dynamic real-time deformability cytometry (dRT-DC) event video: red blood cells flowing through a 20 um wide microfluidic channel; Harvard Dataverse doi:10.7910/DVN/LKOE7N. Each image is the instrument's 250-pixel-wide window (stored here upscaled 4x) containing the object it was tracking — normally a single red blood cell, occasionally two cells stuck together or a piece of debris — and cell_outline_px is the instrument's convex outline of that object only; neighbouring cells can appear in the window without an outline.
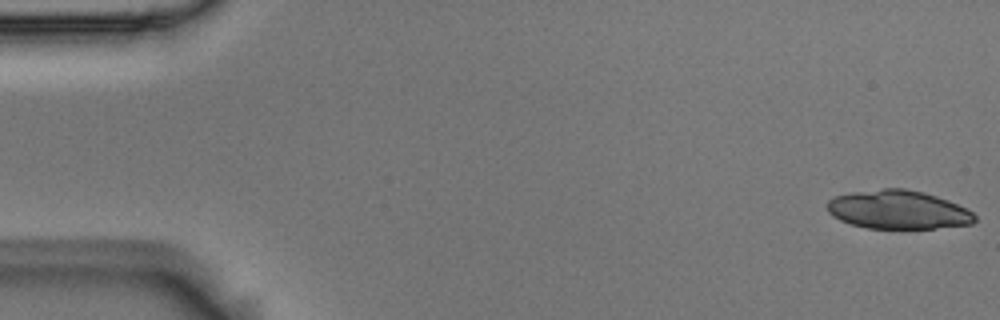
{"species": "Egyptian fruit bat (a non-hibernating species)", "species_latin": "Rousettus aegyptiacus", "temperature_condition": "room temperature", "stored_images_in_passage": 22, "camera_frame_rate_fps": 3000, "um_per_image_px": 0.085, "animal": {"sex": "male"}, "frame": {"image": 1, "passage_image": 1, "time_ms": 0.0, "image_size_px": [1000, 320], "cell_outline_px": [[976, 220], [972, 224], [932, 228], [864, 228], [840, 220], [832, 216], [828, 212], [828, 200], [836, 196], [852, 192], [884, 188], [904, 188], [924, 192], [948, 200], [968, 208], [976, 216]], "centroid_in_image_um": [76.35, 17.82], "position_along_channel_um": 8.6, "area_um2": 33.23}}